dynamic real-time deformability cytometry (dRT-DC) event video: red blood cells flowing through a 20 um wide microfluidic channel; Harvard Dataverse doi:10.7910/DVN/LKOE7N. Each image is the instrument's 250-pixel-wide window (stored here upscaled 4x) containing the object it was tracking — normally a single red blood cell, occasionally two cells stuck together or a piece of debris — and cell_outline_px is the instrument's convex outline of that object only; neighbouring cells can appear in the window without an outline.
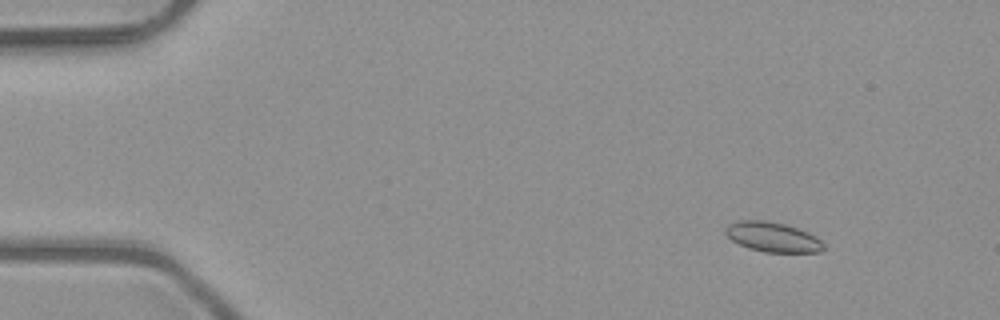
{"species": "common noctule bat (a hibernating species)", "species_latin": "Nyctalus noctula", "temperature_condition": "room temperature", "stored_images_in_passage": 4, "camera_frame_rate_fps": 3000, "um_per_image_px": 0.085, "animal": {"sex": "male", "body_mass_g": 23.1, "forearm_length_mm": 52.7}, "frame": {"image": 1, "passage_image": 2, "time_ms": 0.333, "image_size_px": [1000, 320], "cell_outline_px": [[824, 248], [820, 252], [764, 252], [748, 248], [732, 240], [724, 232], [724, 228], [728, 224], [744, 220], [764, 220], [784, 224], [808, 232], [820, 240], [824, 244]], "centroid_in_image_um": [65.66, 20.15], "position_along_channel_um": 19.3, "area_um2": 16.88}}